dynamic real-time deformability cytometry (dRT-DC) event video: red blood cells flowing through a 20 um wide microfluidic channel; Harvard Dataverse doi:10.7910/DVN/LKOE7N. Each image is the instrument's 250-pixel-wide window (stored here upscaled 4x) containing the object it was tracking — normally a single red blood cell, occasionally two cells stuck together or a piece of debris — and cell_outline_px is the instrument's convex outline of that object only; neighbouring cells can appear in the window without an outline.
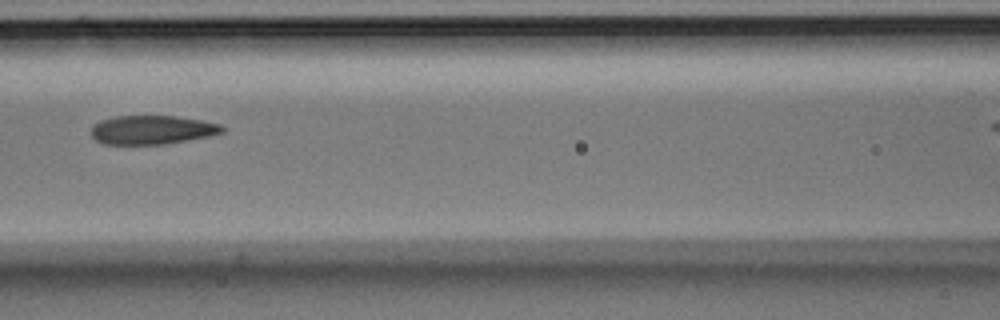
{"species": "Egyptian fruit bat (a non-hibernating species)", "species_latin": "Rousettus aegyptiacus", "temperature_condition": "room temperature", "stored_images_in_passage": 14, "camera_frame_rate_fps": 3000, "um_per_image_px": 0.085, "animal": {"sex": "male"}, "frame": {"image": 1, "passage_image": 5, "time_ms": 1.333, "image_size_px": [1000, 320], "cell_outline_px": [[224, 132], [212, 136], [164, 144], [104, 144], [96, 140], [92, 136], [92, 124], [100, 120], [116, 116], [176, 116], [200, 120], [220, 124], [224, 128]], "centroid_in_image_um": [12.93, 11.04], "position_along_channel_um": 153.7, "area_um2": 22.08}}
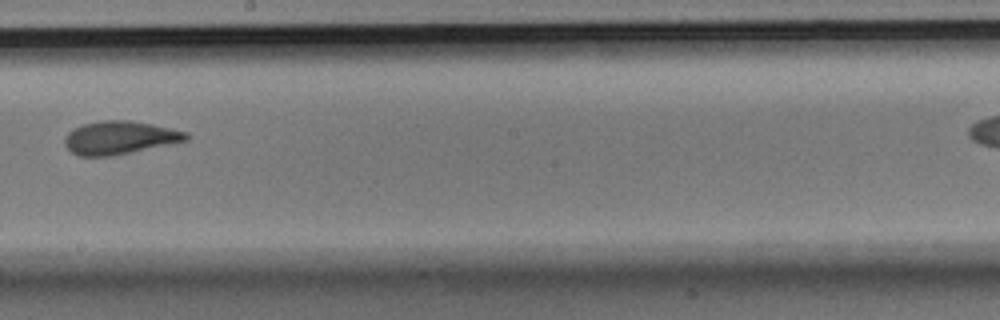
{"frame": {"image": 2, "passage_image": 7, "time_ms": 2.0, "image_size_px": [1000, 320], "cell_outline_px": [[188, 140], [172, 144], [112, 156], [76, 156], [64, 144], [64, 136], [72, 128], [84, 124], [100, 120], [128, 120], [152, 124], [188, 132]], "centroid_in_image_um": [10.15, 11.7], "position_along_channel_um": 238.0, "area_um2": 23.64}}
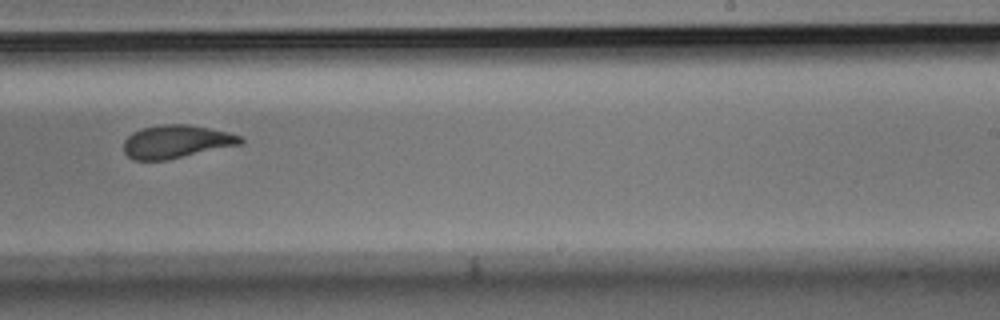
{"frame": {"image": 3, "passage_image": 8, "time_ms": 2.333, "image_size_px": [1000, 320], "cell_outline_px": [[244, 140], [240, 144], [168, 160], [132, 160], [124, 152], [124, 140], [132, 132], [140, 128], [164, 124], [188, 124], [228, 132], [244, 136]], "centroid_in_image_um": [14.97, 12.04], "position_along_channel_um": 274.0, "area_um2": 22.6}}